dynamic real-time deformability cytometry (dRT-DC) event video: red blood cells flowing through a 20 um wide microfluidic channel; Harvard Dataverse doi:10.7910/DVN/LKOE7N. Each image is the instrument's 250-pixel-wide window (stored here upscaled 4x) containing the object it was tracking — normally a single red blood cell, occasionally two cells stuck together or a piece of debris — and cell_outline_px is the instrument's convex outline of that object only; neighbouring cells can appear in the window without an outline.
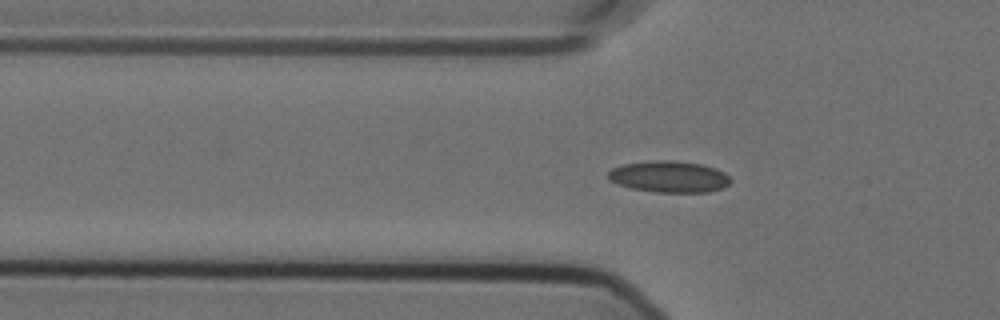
{"species": "Egyptian fruit bat (a non-hibernating species)", "species_latin": "Rousettus aegyptiacus", "temperature_condition": "cold", "stored_images_in_passage": 58, "camera_frame_rate_fps": 3000, "um_per_image_px": 0.085, "animal": {"sex": "female"}, "frame": {"image": 1, "passage_image": 19, "time_ms": 6.0, "image_size_px": [1000, 320], "cell_outline_px": [[732, 180], [724, 188], [708, 192], [652, 192], [632, 188], [608, 180], [608, 172], [612, 168], [624, 164], [648, 160], [672, 160], [700, 164], [716, 168], [724, 172]], "centroid_in_image_um": [56.88, 15.01], "position_along_channel_um": 68.9, "area_um2": 22.54}}
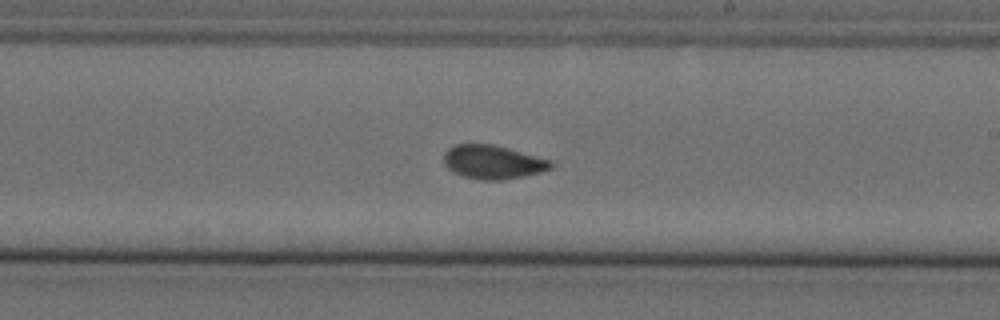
{"frame": {"image": 2, "passage_image": 34, "time_ms": 11.0, "image_size_px": [1000, 320], "cell_outline_px": [[552, 168], [540, 172], [524, 176], [500, 180], [484, 180], [464, 176], [452, 172], [444, 164], [444, 152], [448, 148], [456, 144], [492, 144], [508, 148], [552, 160]], "centroid_in_image_um": [41.88, 13.77], "position_along_channel_um": 247.1, "area_um2": 20.98}}
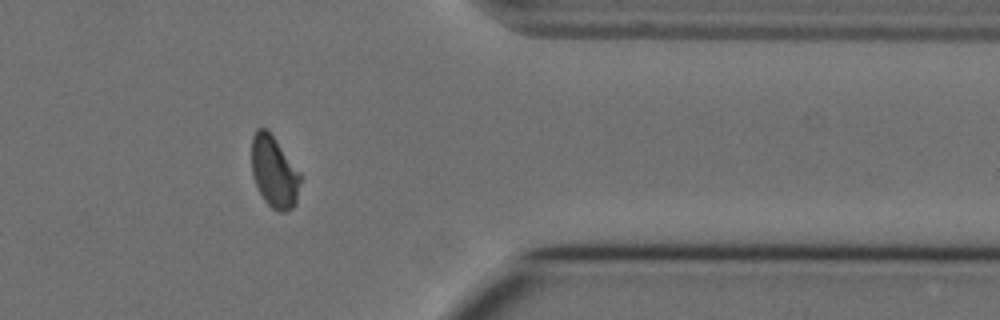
{"frame": {"image": 3, "passage_image": 47, "time_ms": 15.333, "image_size_px": [1000, 320], "cell_outline_px": [[300, 180], [296, 204], [292, 208], [284, 212], [276, 212], [264, 200], [256, 184], [252, 172], [252, 136], [256, 128], [268, 128], [300, 176]], "centroid_in_image_um": [23.27, 14.62], "position_along_channel_um": 388.1, "area_um2": 19.94}, "authors_computed_cell_mechanics": {"area_um2": 20.9525, "velocity_mm_per_s": 3.5729, "shape_relaxation_time_tau1_ms": null, "shape_relaxation_time_tau2_ms": 1.6636, "deformation_change_tau1": null, "deformation_change_tau2": 0.0537}}